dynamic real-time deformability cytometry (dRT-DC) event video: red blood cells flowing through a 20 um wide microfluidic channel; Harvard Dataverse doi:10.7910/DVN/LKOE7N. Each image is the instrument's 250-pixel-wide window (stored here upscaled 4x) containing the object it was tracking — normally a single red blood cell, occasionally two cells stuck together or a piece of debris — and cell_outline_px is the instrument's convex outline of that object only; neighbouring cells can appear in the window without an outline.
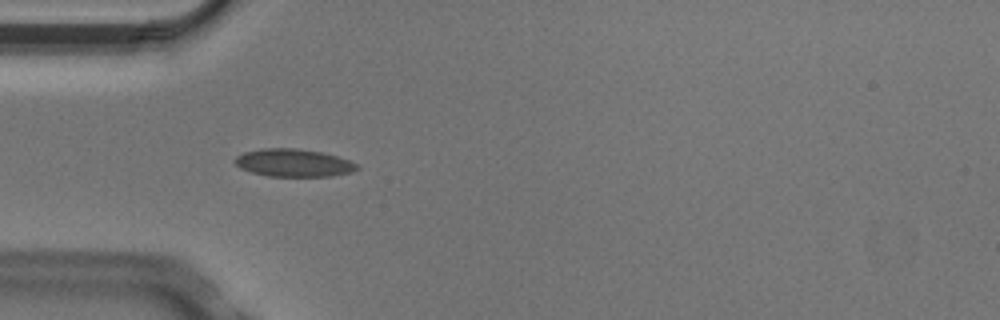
{"species": "Egyptian fruit bat (a non-hibernating species)", "species_latin": "Rousettus aegyptiacus", "temperature_condition": "cold", "stored_images_in_passage": 9, "camera_frame_rate_fps": 3000, "um_per_image_px": 0.085, "animal": {"sex": "male"}, "frame": {"image": 1, "passage_image": 3, "time_ms": 0.667, "image_size_px": [1000, 320], "cell_outline_px": [[360, 168], [352, 172], [332, 176], [268, 176], [252, 172], [240, 168], [232, 160], [236, 156], [244, 152], [264, 148], [296, 148], [320, 152], [336, 156], [360, 164]], "centroid_in_image_um": [24.96, 13.84], "position_along_channel_um": 60.0, "area_um2": 19.77}}
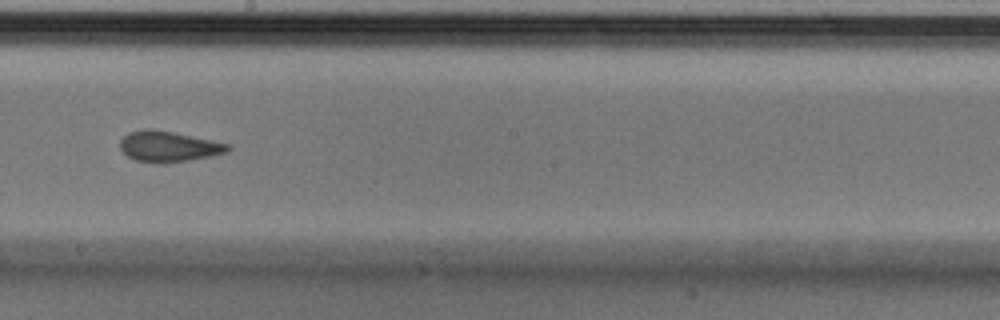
{"frame": {"image": 2, "passage_image": 7, "time_ms": 2.0, "image_size_px": [1000, 320], "cell_outline_px": [[232, 148], [228, 152], [212, 156], [188, 160], [160, 164], [136, 160], [128, 156], [120, 148], [120, 140], [128, 132], [144, 128], [152, 128], [232, 144]], "centroid_in_image_um": [14.35, 12.45], "position_along_channel_um": 233.8, "area_um2": 19.42}}
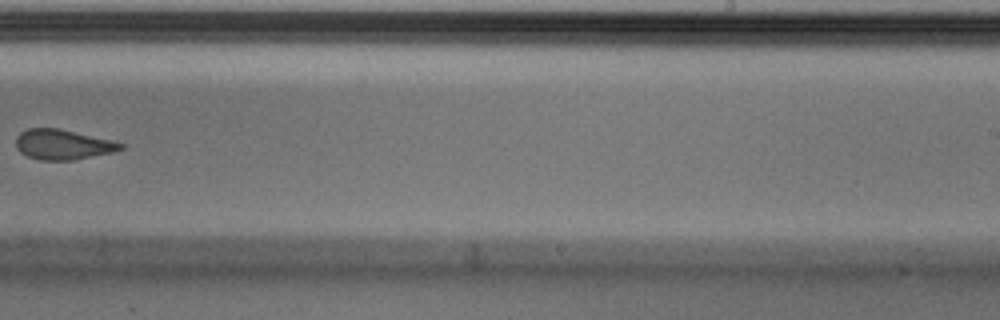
{"frame": {"image": 3, "passage_image": 8, "time_ms": 2.333, "image_size_px": [1000, 320], "cell_outline_px": [[124, 148], [112, 152], [72, 160], [40, 160], [28, 156], [20, 152], [16, 148], [16, 136], [20, 132], [28, 128], [56, 128], [112, 140], [124, 144]], "centroid_in_image_um": [5.31, 12.28], "position_along_channel_um": 283.7, "area_um2": 18.21}}